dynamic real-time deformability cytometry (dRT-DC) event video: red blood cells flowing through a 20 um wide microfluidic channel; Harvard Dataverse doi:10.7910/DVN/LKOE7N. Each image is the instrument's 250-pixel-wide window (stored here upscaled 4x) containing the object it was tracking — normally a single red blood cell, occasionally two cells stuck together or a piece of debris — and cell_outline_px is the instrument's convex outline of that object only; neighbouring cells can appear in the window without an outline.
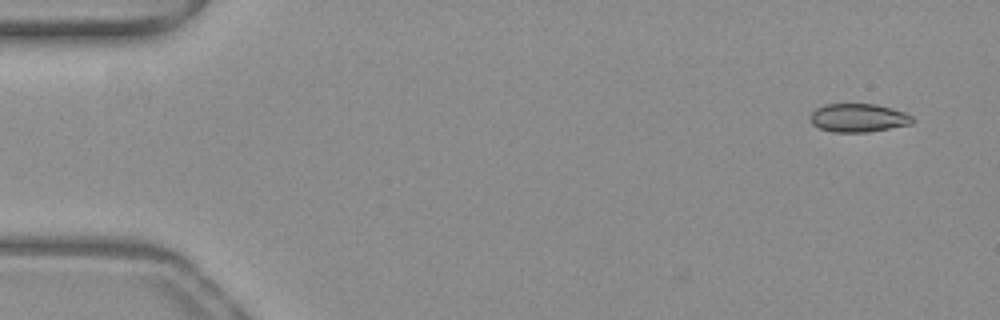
{"species": "common noctule bat (a hibernating species)", "species_latin": "Nyctalus noctula", "temperature_condition": "warm", "stored_images_in_passage": 4, "camera_frame_rate_fps": 3000, "um_per_image_px": 0.085, "animal": {"sex": "female", "body_mass_g": 19.3, "forearm_length_mm": 54.1}, "frame": {"image": 1, "passage_image": 1, "time_ms": 0.0, "image_size_px": [1000, 320], "cell_outline_px": [[916, 120], [912, 124], [868, 132], [832, 132], [820, 128], [812, 124], [808, 120], [812, 112], [816, 108], [824, 104], [876, 104], [892, 108], [904, 112], [912, 116]], "centroid_in_image_um": [72.96, 10.02], "position_along_channel_um": 12.0, "area_um2": 17.11}}